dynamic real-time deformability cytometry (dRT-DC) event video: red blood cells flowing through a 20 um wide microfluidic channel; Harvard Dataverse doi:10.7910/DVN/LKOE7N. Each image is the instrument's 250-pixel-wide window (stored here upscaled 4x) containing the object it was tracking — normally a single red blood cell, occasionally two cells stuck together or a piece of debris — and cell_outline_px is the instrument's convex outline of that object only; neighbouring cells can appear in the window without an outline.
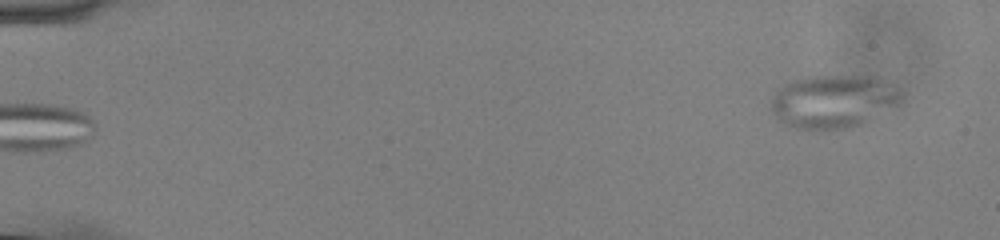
{"species": "common noctule bat (a hibernating species)", "species_latin": "Nyctalus noctula", "temperature_condition": "cold", "stored_images_in_passage": 53, "camera_frame_rate_fps": 3000, "um_per_image_px": 0.085, "animal": {"sex": "male", "body_mass_g": 13.0, "forearm_length_mm": 53.1}, "frame": {"image": 1, "passage_image": 1, "time_ms": 0.0, "image_size_px": [1000, 240], "cell_outline_px": [[904, 100], [900, 104], [852, 128], [796, 128], [780, 120], [772, 112], [772, 96], [784, 84], [792, 80], [808, 76], [856, 76], [872, 80], [896, 88], [904, 92]], "centroid_in_image_um": [70.81, 8.62], "position_along_channel_um": 14.2, "area_um2": 39.3}}
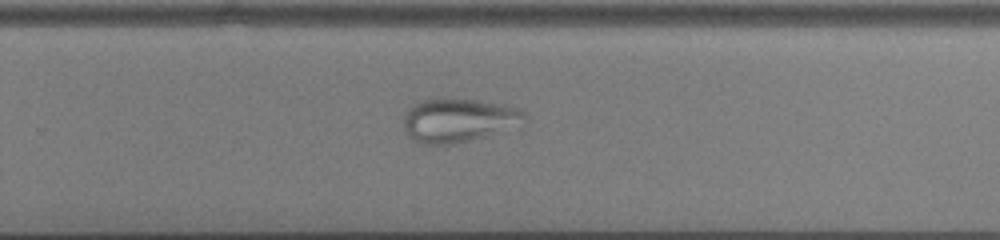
{"frame": {"image": 2, "passage_image": 35, "time_ms": 11.333, "image_size_px": [1000, 240], "cell_outline_px": [[528, 120], [524, 128], [452, 144], [420, 144], [412, 140], [408, 136], [404, 128], [404, 116], [408, 108], [412, 104], [424, 100], [448, 96], [504, 104], [520, 108], [528, 112]], "centroid_in_image_um": [39.11, 10.21], "position_along_channel_um": 290.7, "area_um2": 32.43}}
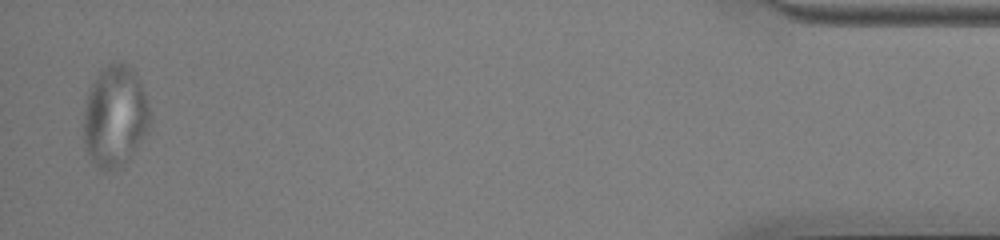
{"frame": {"image": 3, "passage_image": 52, "time_ms": 17.0, "image_size_px": [1000, 240], "cell_outline_px": [[148, 128], [128, 160], [124, 164], [108, 172], [100, 172], [84, 148], [84, 104], [88, 88], [100, 68], [112, 60], [120, 60], [128, 64], [140, 80], [148, 104]], "centroid_in_image_um": [9.72, 9.84], "position_along_channel_um": 425.5, "area_um2": 39.65}}